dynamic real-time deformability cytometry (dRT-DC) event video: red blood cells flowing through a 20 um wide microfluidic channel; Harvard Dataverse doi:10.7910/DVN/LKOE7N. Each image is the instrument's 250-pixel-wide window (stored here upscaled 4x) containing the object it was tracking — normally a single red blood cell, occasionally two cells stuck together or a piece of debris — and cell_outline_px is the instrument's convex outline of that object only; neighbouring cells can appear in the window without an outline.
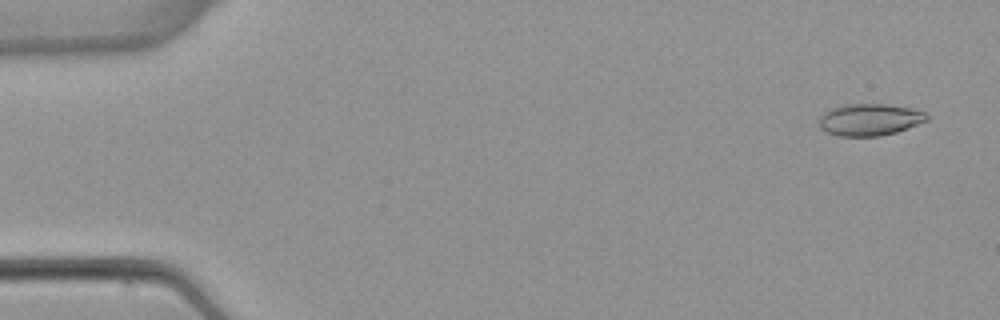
{"species": "common noctule bat (a hibernating species)", "species_latin": "Nyctalus noctula", "temperature_condition": "warm", "stored_images_in_passage": 5, "camera_frame_rate_fps": 3000, "um_per_image_px": 0.085, "animal": {"sex": "female", "body_mass_g": 22.7, "forearm_length_mm": 54.2}, "frame": {"image": 1, "passage_image": 1, "time_ms": 0.0, "image_size_px": [1000, 320], "cell_outline_px": [[932, 116], [928, 120], [908, 128], [896, 132], [880, 136], [840, 136], [828, 132], [820, 128], [820, 116], [824, 112], [832, 108], [844, 104], [888, 104], [912, 108], [924, 112]], "centroid_in_image_um": [73.97, 10.16], "position_along_channel_um": 11.0, "area_um2": 20.11}}
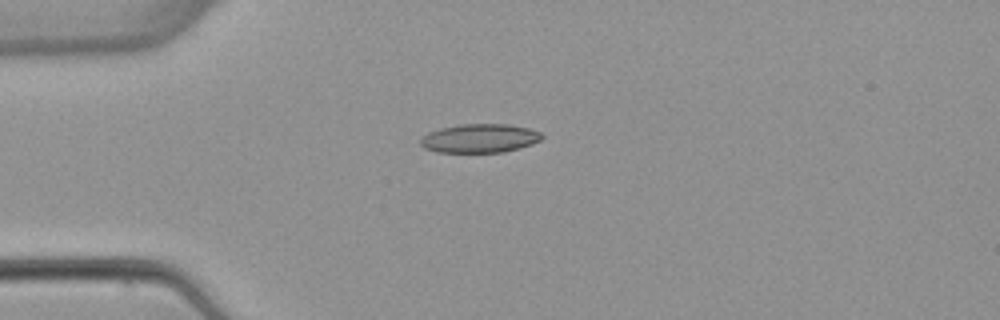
{"frame": {"image": 2, "passage_image": 4, "time_ms": 3.667, "image_size_px": [1000, 320], "cell_outline_px": [[544, 136], [540, 140], [532, 144], [520, 148], [504, 152], [436, 152], [424, 148], [420, 144], [420, 140], [428, 132], [440, 128], [460, 124], [508, 124], [528, 128], [540, 132]], "centroid_in_image_um": [40.78, 11.75], "position_along_channel_um": 44.2, "area_um2": 20.4}}
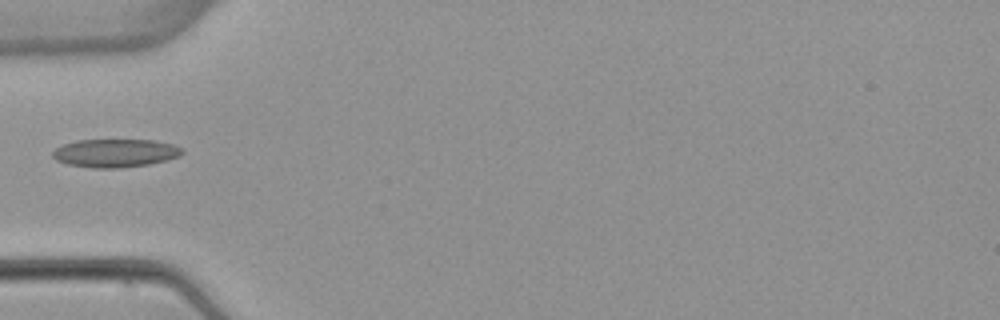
{"frame": {"image": 3, "passage_image": 5, "time_ms": 5.0, "image_size_px": [1000, 320], "cell_outline_px": [[184, 152], [180, 156], [168, 160], [148, 164], [120, 168], [92, 168], [68, 164], [56, 160], [52, 156], [52, 152], [56, 148], [64, 144], [76, 140], [152, 140], [172, 144], [184, 148]], "centroid_in_image_um": [9.82, 13.01], "position_along_channel_um": 75.2, "area_um2": 21.39}}